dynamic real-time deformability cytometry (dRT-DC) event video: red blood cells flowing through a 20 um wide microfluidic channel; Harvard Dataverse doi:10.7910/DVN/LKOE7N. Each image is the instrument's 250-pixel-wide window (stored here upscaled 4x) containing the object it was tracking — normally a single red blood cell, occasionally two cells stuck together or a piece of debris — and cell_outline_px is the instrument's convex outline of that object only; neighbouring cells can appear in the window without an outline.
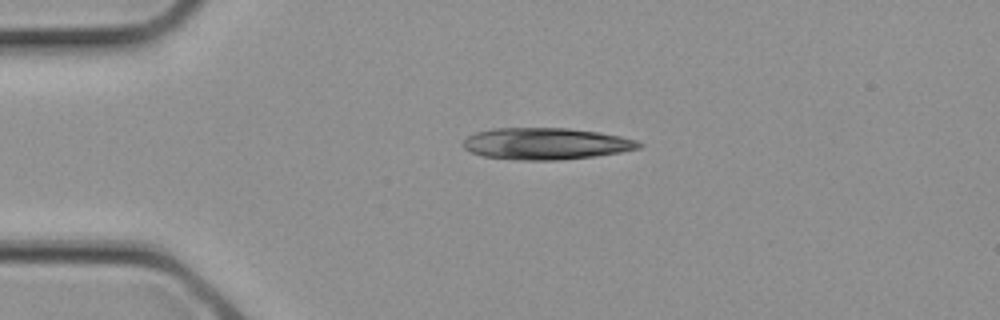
{"species": "common noctule bat (a hibernating species)", "species_latin": "Nyctalus noctula", "temperature_condition": "cold", "stored_images_in_passage": 2, "camera_frame_rate_fps": 3000, "um_per_image_px": 0.085, "animal": {"sex": "female", "body_mass_g": 21.9}, "frame": {"image": 1, "passage_image": 2, "time_ms": 0.333, "image_size_px": [1000, 320], "cell_outline_px": [[644, 144], [640, 148], [620, 152], [596, 156], [556, 160], [516, 160], [484, 156], [472, 152], [464, 148], [460, 144], [468, 136], [476, 132], [492, 128], [568, 128], [600, 132], [620, 136], [636, 140]], "centroid_in_image_um": [46.4, 12.21], "position_along_channel_um": 38.6, "area_um2": 32.54}}